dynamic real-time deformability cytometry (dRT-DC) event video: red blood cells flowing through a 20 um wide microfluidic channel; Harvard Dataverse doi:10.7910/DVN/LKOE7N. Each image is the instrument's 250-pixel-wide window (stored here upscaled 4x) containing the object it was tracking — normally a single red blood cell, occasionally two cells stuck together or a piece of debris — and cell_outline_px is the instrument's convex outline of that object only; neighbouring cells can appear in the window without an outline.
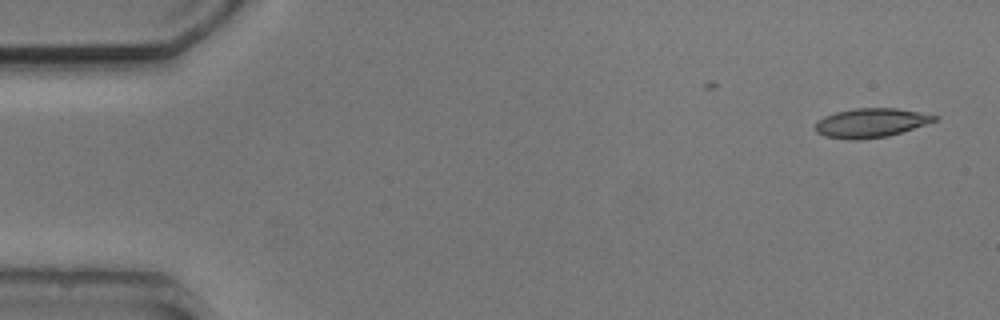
{"species": "common noctule bat (a hibernating species)", "species_latin": "Nyctalus noctula", "temperature_condition": "cold", "stored_images_in_passage": 5, "camera_frame_rate_fps": 3000, "um_per_image_px": 0.085, "animal": {"sex": "male", "body_mass_g": 20.5, "forearm_length_mm": 52.5}, "frame": {"image": 1, "passage_image": 1, "time_ms": 0.0, "image_size_px": [1000, 320], "cell_outline_px": [[940, 116], [936, 120], [888, 136], [856, 140], [848, 140], [824, 136], [816, 132], [816, 120], [824, 116], [836, 112], [856, 108], [896, 108]], "centroid_in_image_um": [73.97, 10.44], "position_along_channel_um": 11.0, "area_um2": 20.06}}